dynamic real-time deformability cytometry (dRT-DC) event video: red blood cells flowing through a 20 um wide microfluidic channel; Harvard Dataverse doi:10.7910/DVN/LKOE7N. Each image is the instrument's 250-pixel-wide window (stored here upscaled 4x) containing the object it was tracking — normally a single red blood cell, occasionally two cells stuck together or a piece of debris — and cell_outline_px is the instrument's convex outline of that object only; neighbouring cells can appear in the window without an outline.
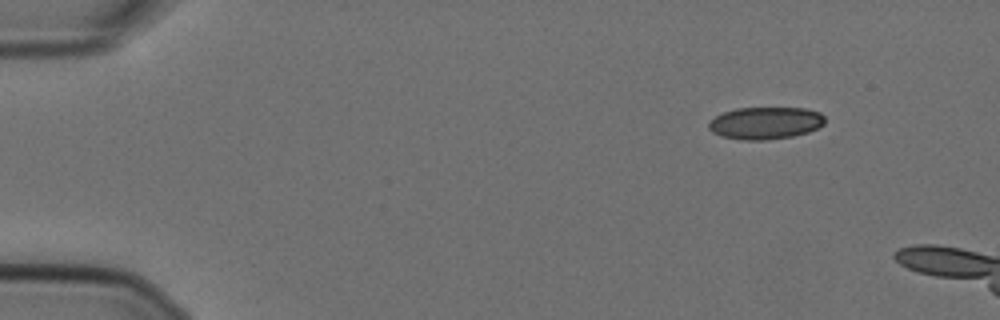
{"species": "Egyptian fruit bat (a non-hibernating species)", "species_latin": "Rousettus aegyptiacus", "temperature_condition": "cold", "stored_images_in_passage": 46, "camera_frame_rate_fps": 3000, "um_per_image_px": 0.085, "animal": {"sex": "female"}, "frame": {"image": 1, "passage_image": 1, "time_ms": 0.0, "image_size_px": [1000, 320], "cell_outline_px": [[824, 124], [808, 132], [792, 136], [764, 140], [744, 140], [720, 136], [712, 132], [708, 128], [708, 124], [716, 116], [724, 112], [736, 108], [804, 108], [820, 112], [824, 116]], "centroid_in_image_um": [65.05, 10.45], "position_along_channel_um": 19.9, "area_um2": 21.73}}
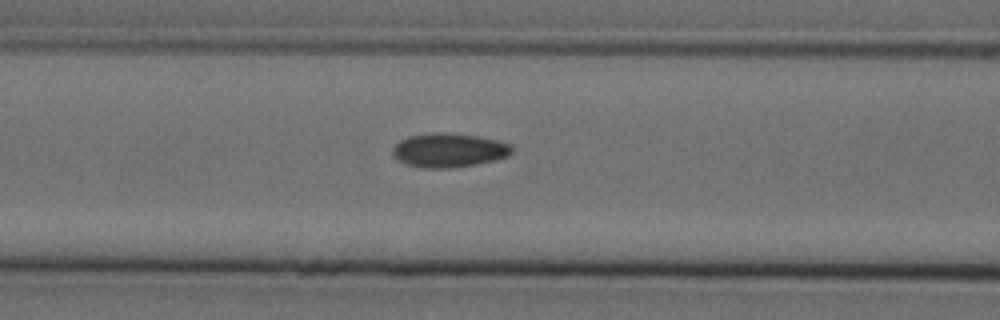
{"frame": {"image": 2, "passage_image": 18, "time_ms": 5.667, "image_size_px": [1000, 320], "cell_outline_px": [[512, 152], [508, 156], [496, 160], [476, 164], [448, 168], [424, 168], [404, 164], [392, 152], [392, 148], [400, 140], [412, 136], [440, 132], [476, 136], [496, 140], [512, 144]], "centroid_in_image_um": [38.18, 12.78], "position_along_channel_um": 128.4, "area_um2": 23.35}}
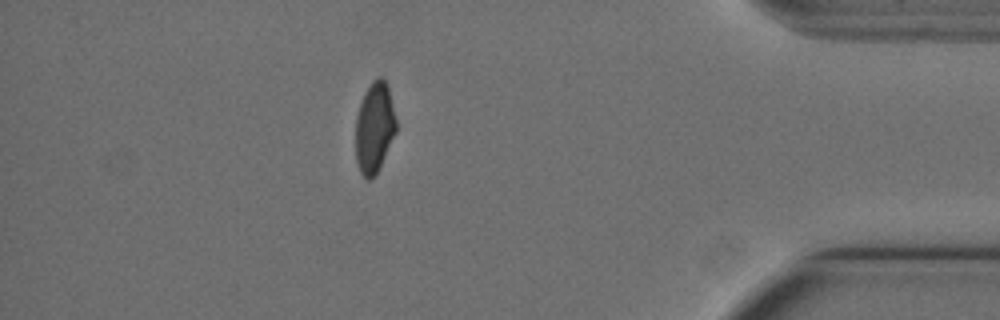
{"frame": {"image": 3, "passage_image": 44, "time_ms": 14.333, "image_size_px": [1000, 320], "cell_outline_px": [[396, 132], [376, 172], [368, 180], [360, 172], [356, 160], [356, 116], [364, 92], [372, 80], [380, 76], [388, 84], [396, 120]], "centroid_in_image_um": [31.82, 10.78], "position_along_channel_um": 403.4, "area_um2": 21.1}}